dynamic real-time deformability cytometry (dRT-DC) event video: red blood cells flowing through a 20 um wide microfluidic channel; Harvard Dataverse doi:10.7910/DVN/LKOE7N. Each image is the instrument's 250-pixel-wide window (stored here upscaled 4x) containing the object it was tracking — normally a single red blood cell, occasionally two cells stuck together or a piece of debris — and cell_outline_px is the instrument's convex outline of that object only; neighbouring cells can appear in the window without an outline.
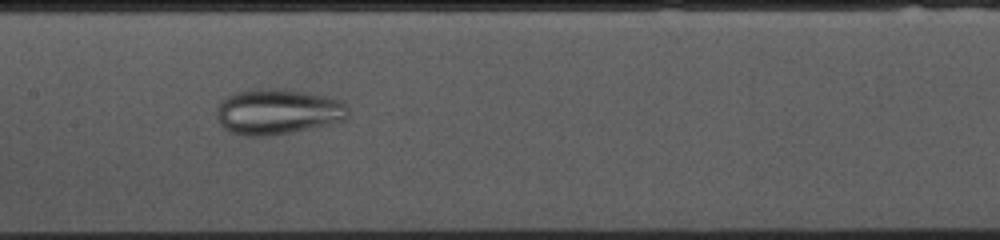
{"species": "common noctule bat (a hibernating species)", "species_latin": "Nyctalus noctula", "temperature_condition": "cold", "stored_images_in_passage": 39, "camera_frame_rate_fps": 3000, "um_per_image_px": 0.085, "animal": {"sex": "female", "body_mass_g": 10.0, "forearm_length_mm": 53.1}, "frame": {"image": 1, "passage_image": 10, "time_ms": 3.0, "image_size_px": [1000, 240], "cell_outline_px": [[348, 116], [344, 120], [312, 128], [272, 136], [244, 136], [232, 132], [224, 128], [220, 124], [216, 116], [216, 108], [228, 96], [236, 92], [252, 88], [292, 88], [336, 96], [348, 108]], "centroid_in_image_um": [23.65, 9.46], "position_along_channel_um": 183.7, "area_um2": 35.78}}
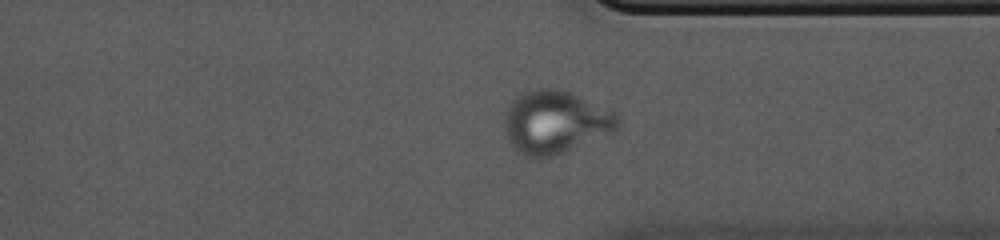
{"frame": {"image": 2, "passage_image": 25, "time_ms": 8.0, "image_size_px": [1000, 240], "cell_outline_px": [[620, 124], [616, 132], [556, 156], [540, 160], [528, 160], [516, 152], [508, 140], [504, 132], [504, 120], [512, 100], [516, 96], [528, 88], [556, 88], [568, 92], [616, 112], [620, 120]], "centroid_in_image_um": [47.18, 10.44], "position_along_channel_um": 364.2, "area_um2": 42.66}}
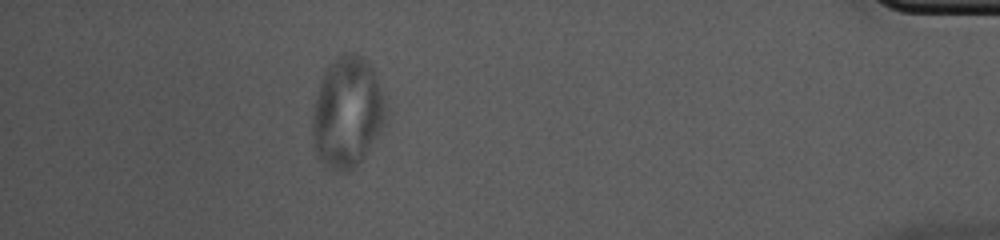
{"frame": {"image": 3, "passage_image": 33, "time_ms": 10.667, "image_size_px": [1000, 240], "cell_outline_px": [[384, 124], [352, 172], [344, 172], [328, 168], [316, 156], [312, 132], [312, 112], [320, 76], [328, 60], [336, 56], [352, 52], [356, 52], [372, 64], [376, 68], [384, 104]], "centroid_in_image_um": [29.47, 9.47], "position_along_channel_um": 405.7, "area_um2": 47.97}}